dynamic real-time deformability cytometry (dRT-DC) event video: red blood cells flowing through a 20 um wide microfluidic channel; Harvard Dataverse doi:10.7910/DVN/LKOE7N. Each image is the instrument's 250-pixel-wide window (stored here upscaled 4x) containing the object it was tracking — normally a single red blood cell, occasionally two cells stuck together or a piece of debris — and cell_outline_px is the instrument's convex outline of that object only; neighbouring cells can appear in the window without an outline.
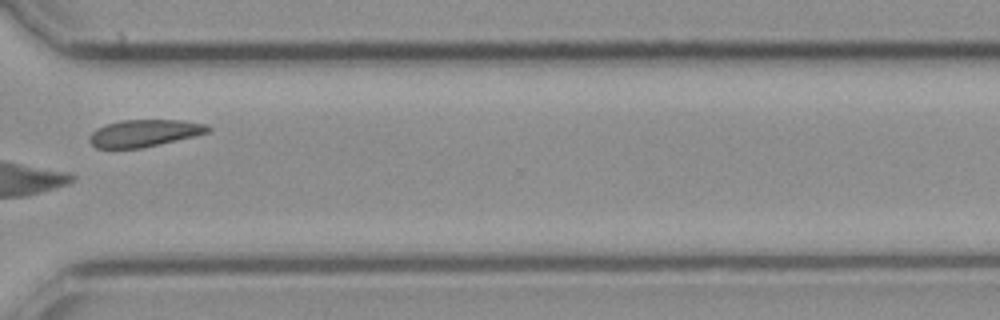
{"species": "common noctule bat (a hibernating species)", "species_latin": "Nyctalus noctula", "temperature_condition": "cold", "stored_images_in_passage": 26, "camera_frame_rate_fps": 3000, "um_per_image_px": 0.085, "animal": {"sex": "female", "body_mass_g": 21.9}, "frame": {"image": 1, "passage_image": 19, "time_ms": 6.0, "image_size_px": [1000, 320], "cell_outline_px": [[212, 128], [208, 132], [196, 136], [144, 148], [96, 148], [88, 140], [92, 132], [96, 128], [104, 124], [120, 120], [184, 120], [208, 124]], "centroid_in_image_um": [12.29, 11.31], "position_along_channel_um": 358.3, "area_um2": 19.02}}